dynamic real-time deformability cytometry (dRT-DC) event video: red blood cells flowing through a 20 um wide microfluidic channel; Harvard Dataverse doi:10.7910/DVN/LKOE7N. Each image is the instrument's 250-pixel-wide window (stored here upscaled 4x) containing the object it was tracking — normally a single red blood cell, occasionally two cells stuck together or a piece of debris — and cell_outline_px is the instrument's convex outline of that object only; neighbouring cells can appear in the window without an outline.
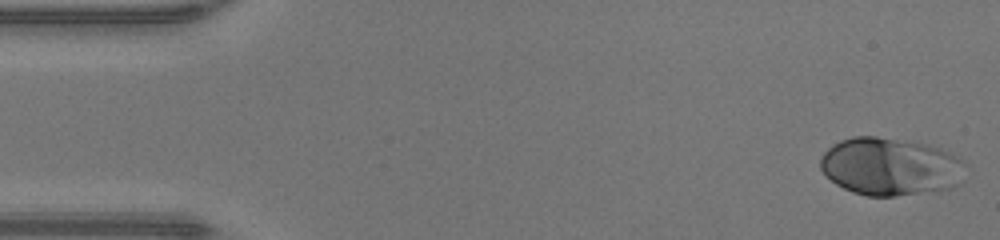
{"species": "human", "species_latin": "Homo sapiens", "temperature_condition": "warm", "stored_images_in_passage": 46, "camera_frame_rate_fps": 3000, "um_per_image_px": 0.085, "donor": {"sex": "male"}, "frame": {"image": 1, "passage_image": 1, "time_ms": 0.0, "image_size_px": [1000, 240], "cell_outline_px": [[968, 164], [964, 180], [960, 184], [952, 188], [892, 196], [868, 196], [852, 192], [836, 184], [820, 168], [820, 160], [824, 152], [832, 144], [840, 140], [852, 136], [876, 136], [912, 140], [928, 144], [952, 152], [964, 160]], "centroid_in_image_um": [75.75, 14.13], "position_along_channel_um": 9.2, "area_um2": 49.71}}
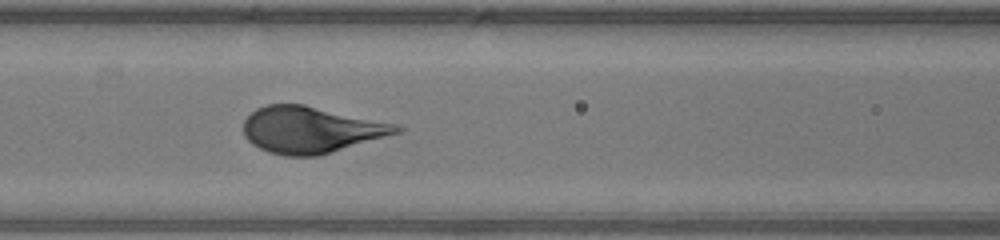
{"frame": {"image": 2, "passage_image": 19, "time_ms": 6.0, "image_size_px": [1000, 240], "cell_outline_px": [[404, 128], [400, 132], [320, 156], [284, 156], [268, 152], [252, 144], [244, 136], [244, 120], [256, 108], [264, 104], [304, 104], [400, 124]], "centroid_in_image_um": [26.44, 11.02], "position_along_channel_um": 140.2, "area_um2": 41.79}}
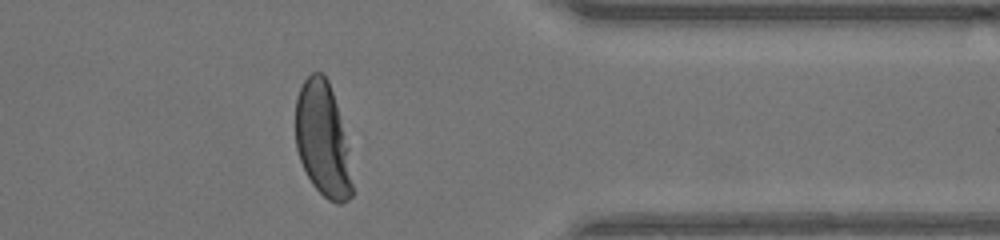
{"frame": {"image": 3, "passage_image": 37, "time_ms": 12.0, "image_size_px": [1000, 240], "cell_outline_px": [[352, 196], [348, 200], [340, 204], [336, 204], [328, 200], [312, 184], [300, 160], [296, 148], [296, 96], [304, 80], [312, 72], [324, 72], [328, 80], [336, 104], [348, 148], [352, 184]], "centroid_in_image_um": [27.42, 11.87], "position_along_channel_um": 384.0, "area_um2": 37.57}}